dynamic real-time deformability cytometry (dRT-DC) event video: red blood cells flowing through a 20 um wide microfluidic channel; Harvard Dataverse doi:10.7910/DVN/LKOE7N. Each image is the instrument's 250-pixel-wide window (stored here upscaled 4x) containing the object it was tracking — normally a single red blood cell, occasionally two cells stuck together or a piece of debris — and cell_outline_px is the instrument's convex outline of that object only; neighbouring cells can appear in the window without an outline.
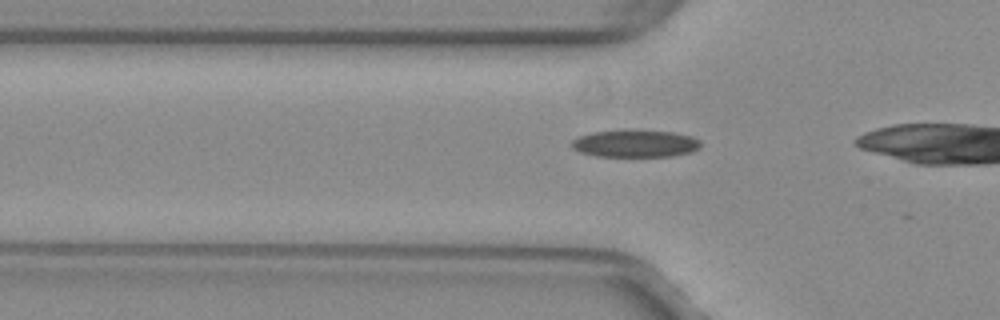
{"species": "common noctule bat (a hibernating species)", "species_latin": "Nyctalus noctula", "temperature_condition": "warm", "stored_images_in_passage": 6, "camera_frame_rate_fps": 3000, "um_per_image_px": 0.085, "animal": {"sex": "female", "body_mass_g": 29.2, "forearm_length_mm": 56.3}, "frame": {"image": 1, "passage_image": 3, "time_ms": 0.667, "image_size_px": [1000, 320], "cell_outline_px": [[700, 148], [692, 152], [672, 156], [596, 156], [580, 152], [572, 148], [572, 140], [580, 136], [592, 132], [624, 128], [672, 132], [692, 136], [700, 140]], "centroid_in_image_um": [54.0, 12.18], "position_along_channel_um": 71.8, "area_um2": 20.98}}